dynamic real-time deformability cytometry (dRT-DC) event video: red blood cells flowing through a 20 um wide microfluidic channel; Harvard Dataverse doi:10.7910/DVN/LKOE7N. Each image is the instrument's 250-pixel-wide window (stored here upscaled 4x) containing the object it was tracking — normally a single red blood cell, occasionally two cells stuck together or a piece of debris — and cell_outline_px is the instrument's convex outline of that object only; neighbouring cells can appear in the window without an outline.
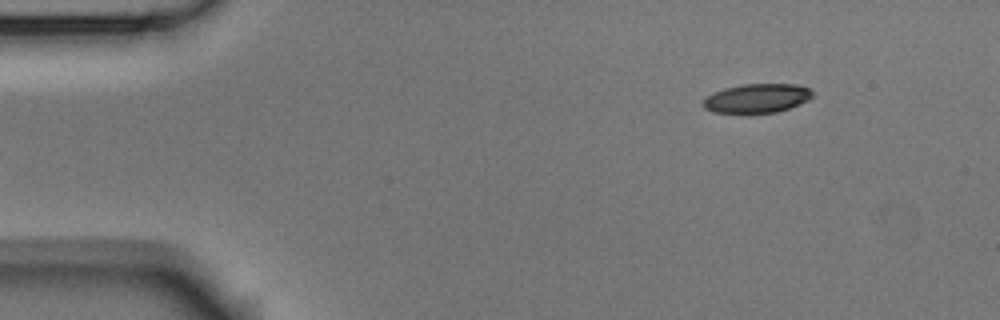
{"species": "Egyptian fruit bat (a non-hibernating species)", "species_latin": "Rousettus aegyptiacus", "temperature_condition": "room temperature", "stored_images_in_passage": 4, "segment_of_instrument_passage": [2, 2], "camera_frame_rate_fps": 3000, "um_per_image_px": 0.085, "animal": {"sex": "male"}, "frame": {"image": 1, "passage_image": 4, "time_ms": 1.0, "image_size_px": [1000, 320], "cell_outline_px": [[812, 96], [808, 100], [788, 108], [776, 112], [712, 112], [704, 108], [704, 96], [712, 92], [724, 88], [744, 84], [796, 84], [808, 88], [812, 92]], "centroid_in_image_um": [64.31, 8.33], "position_along_channel_um": 20.7, "area_um2": 18.26}}